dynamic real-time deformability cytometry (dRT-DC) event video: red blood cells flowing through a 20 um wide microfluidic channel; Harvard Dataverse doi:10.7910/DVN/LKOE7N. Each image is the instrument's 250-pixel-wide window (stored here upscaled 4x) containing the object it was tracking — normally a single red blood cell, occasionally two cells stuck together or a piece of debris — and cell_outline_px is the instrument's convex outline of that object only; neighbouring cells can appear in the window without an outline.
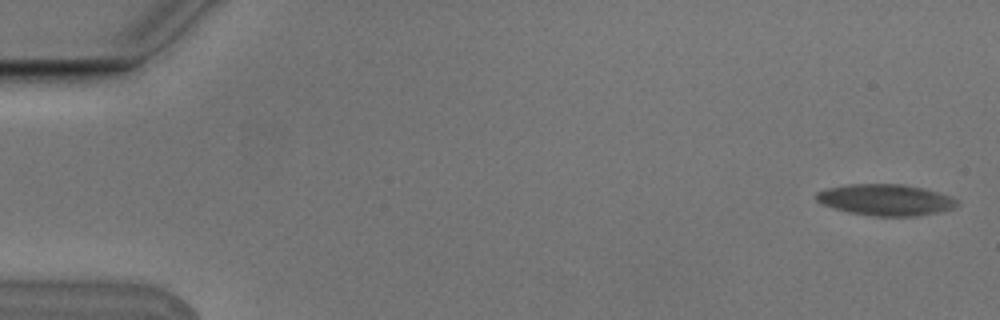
{"species": "Egyptian fruit bat (a non-hibernating species)", "species_latin": "Rousettus aegyptiacus", "temperature_condition": "cold", "stored_images_in_passage": 5, "camera_frame_rate_fps": 3000, "um_per_image_px": 0.085, "animal": {"sex": "male"}, "frame": {"image": 1, "passage_image": 1, "time_ms": 0.0, "image_size_px": [1000, 320], "cell_outline_px": [[960, 204], [956, 208], [916, 216], [876, 216], [852, 212], [836, 208], [824, 204], [816, 200], [816, 192], [828, 188], [848, 184], [900, 184], [924, 188], [952, 196]], "centroid_in_image_um": [75.33, 16.98], "position_along_channel_um": 9.7, "area_um2": 25.43}}